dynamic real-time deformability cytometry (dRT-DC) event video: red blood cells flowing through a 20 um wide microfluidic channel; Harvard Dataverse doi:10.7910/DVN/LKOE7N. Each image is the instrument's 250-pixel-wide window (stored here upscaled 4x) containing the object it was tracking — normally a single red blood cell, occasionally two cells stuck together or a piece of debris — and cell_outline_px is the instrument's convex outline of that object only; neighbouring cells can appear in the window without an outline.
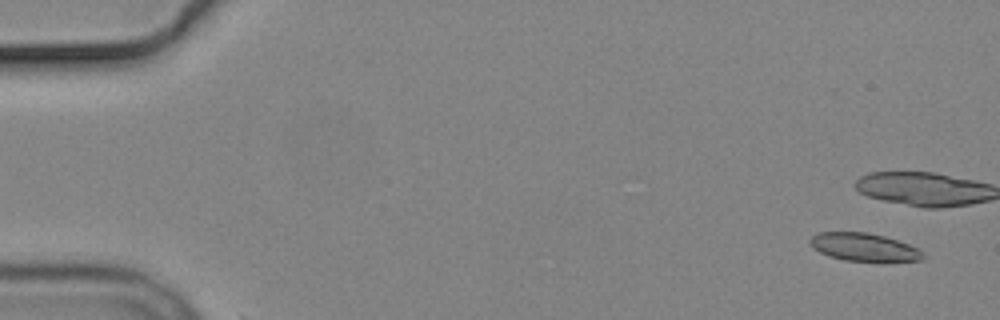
{"species": "common noctule bat (a hibernating species)", "species_latin": "Nyctalus noctula", "temperature_condition": "cold", "stored_images_in_passage": 5, "camera_frame_rate_fps": 3000, "um_per_image_px": 0.085, "animal": {"sex": "male", "body_mass_g": 19.2, "forearm_length_mm": 51.8}, "frame": {"image": 1, "passage_image": 1, "time_ms": 0.0, "image_size_px": [1000, 320], "cell_outline_px": [[924, 260], [844, 260], [828, 256], [812, 248], [808, 240], [812, 236], [820, 232], [868, 232], [884, 236], [908, 244], [924, 252]], "centroid_in_image_um": [73.38, 20.98], "position_along_channel_um": 11.6, "area_um2": 18.09}}